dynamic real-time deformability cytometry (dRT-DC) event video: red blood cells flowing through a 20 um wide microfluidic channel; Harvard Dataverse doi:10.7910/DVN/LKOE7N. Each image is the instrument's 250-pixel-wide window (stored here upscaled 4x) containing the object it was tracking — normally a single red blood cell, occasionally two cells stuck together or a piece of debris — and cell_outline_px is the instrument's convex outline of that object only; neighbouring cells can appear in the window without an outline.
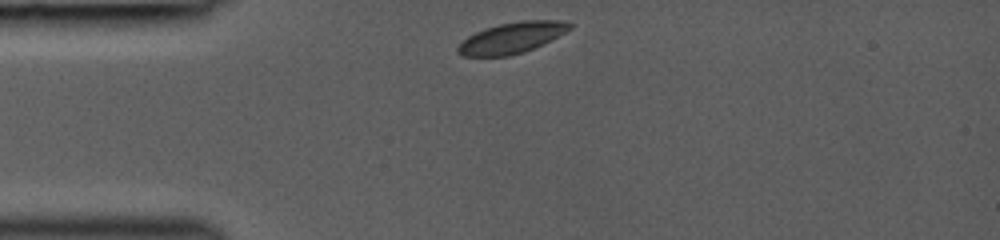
{"species": "common noctule bat (a hibernating species)", "species_latin": "Nyctalus noctula", "temperature_condition": "room temperature", "stored_images_in_passage": 36, "camera_frame_rate_fps": 3000, "um_per_image_px": 0.085, "animal": {"sex": "female", "body_mass_g": 19.0, "forearm_length_mm": 53.3}, "frame": {"image": 1, "passage_image": 1, "time_ms": 0.0, "image_size_px": [1000, 240], "cell_outline_px": [[572, 28], [552, 40], [544, 44], [524, 52], [508, 56], [460, 56], [456, 52], [456, 48], [468, 36], [484, 28], [500, 24], [520, 20], [560, 20], [572, 24]], "centroid_in_image_um": [43.51, 3.21], "position_along_channel_um": 41.5, "area_um2": 20.29}}
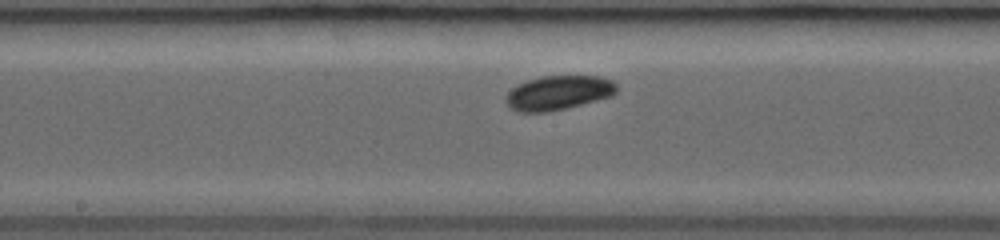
{"frame": {"image": 2, "passage_image": 19, "time_ms": 4.333, "image_size_px": [1000, 240], "cell_outline_px": [[616, 92], [612, 96], [548, 112], [520, 112], [512, 108], [504, 100], [508, 92], [516, 84], [540, 76], [600, 76], [612, 80], [616, 84]], "centroid_in_image_um": [47.45, 7.87], "position_along_channel_um": 200.8, "area_um2": 22.02}}
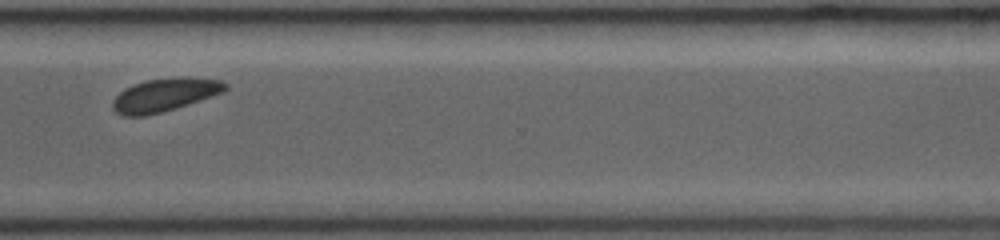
{"frame": {"image": 3, "passage_image": 35, "time_ms": 8.0, "image_size_px": [1000, 240], "cell_outline_px": [[228, 88], [224, 92], [176, 108], [144, 116], [124, 116], [116, 112], [112, 108], [112, 100], [124, 88], [132, 84], [148, 80], [172, 76], [188, 76], [220, 80], [228, 84]], "centroid_in_image_um": [14.01, 8.04], "position_along_channel_um": 356.6, "area_um2": 22.02}}